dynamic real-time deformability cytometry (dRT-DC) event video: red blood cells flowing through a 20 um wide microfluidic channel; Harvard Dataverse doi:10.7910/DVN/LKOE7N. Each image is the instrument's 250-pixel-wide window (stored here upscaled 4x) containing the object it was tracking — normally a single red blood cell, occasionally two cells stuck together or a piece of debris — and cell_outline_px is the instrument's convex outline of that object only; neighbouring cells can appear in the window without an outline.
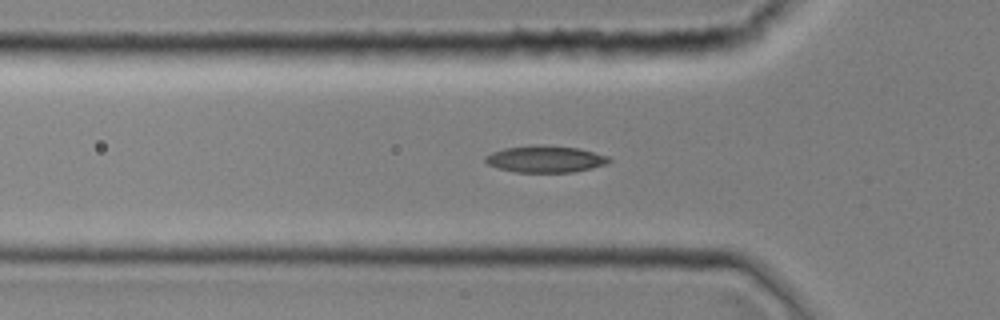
{"species": "common noctule bat (a hibernating species)", "species_latin": "Nyctalus noctula", "temperature_condition": "room temperature", "stored_images_in_passage": 35, "camera_frame_rate_fps": 3000, "um_per_image_px": 0.085, "animal": {"sex": "female", "body_mass_g": 19.0, "forearm_length_mm": 51.5}, "frame": {"image": 1, "passage_image": 5, "time_ms": 1.333, "image_size_px": [1000, 320], "cell_outline_px": [[612, 160], [604, 164], [592, 168], [572, 172], [516, 172], [500, 168], [488, 164], [484, 160], [484, 156], [492, 152], [504, 148], [532, 144], [540, 144], [580, 148], [608, 156]], "centroid_in_image_um": [46.34, 13.5], "position_along_channel_um": 79.5, "area_um2": 19.36}}
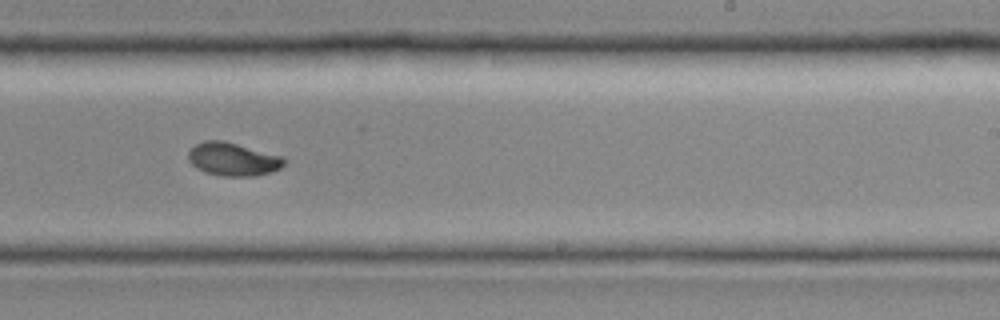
{"frame": {"image": 2, "passage_image": 18, "time_ms": 5.667, "image_size_px": [1000, 320], "cell_outline_px": [[288, 160], [280, 168], [272, 172], [256, 176], [224, 176], [204, 172], [196, 168], [188, 160], [188, 152], [196, 144], [204, 140], [224, 140], [284, 156]], "centroid_in_image_um": [19.83, 13.53], "position_along_channel_um": 269.2, "area_um2": 18.84}}
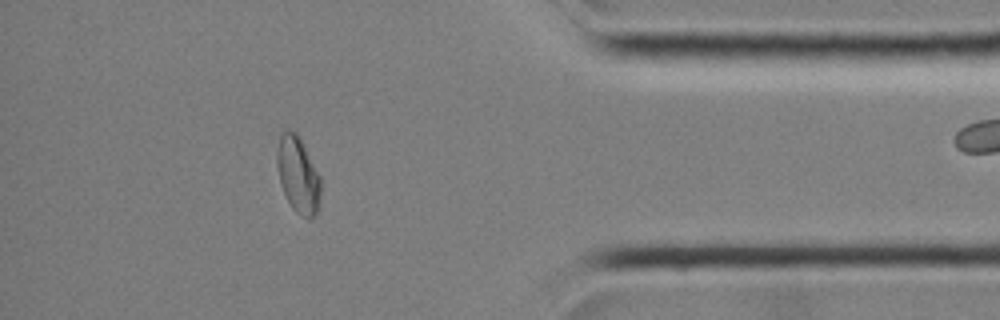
{"frame": {"image": 3, "passage_image": 29, "time_ms": 9.333, "image_size_px": [1000, 320], "cell_outline_px": [[320, 204], [316, 212], [312, 216], [300, 216], [292, 208], [280, 184], [276, 164], [276, 152], [280, 136], [284, 128], [296, 132], [300, 136], [320, 176]], "centroid_in_image_um": [25.32, 14.8], "position_along_channel_um": 409.9, "area_um2": 19.54}}